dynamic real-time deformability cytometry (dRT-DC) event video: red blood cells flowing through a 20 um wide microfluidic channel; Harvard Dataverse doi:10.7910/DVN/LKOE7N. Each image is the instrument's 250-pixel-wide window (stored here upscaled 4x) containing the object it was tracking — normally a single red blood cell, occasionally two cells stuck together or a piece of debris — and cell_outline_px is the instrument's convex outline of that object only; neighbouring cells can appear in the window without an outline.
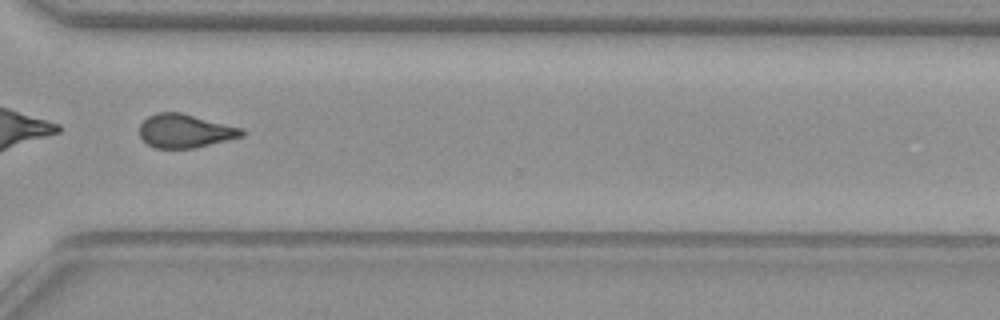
{"species": "common noctule bat (a hibernating species)", "species_latin": "Nyctalus noctula", "temperature_condition": "warm", "stored_images_in_passage": 49, "camera_frame_rate_fps": 3000, "um_per_image_px": 0.085, "animal": {"sex": "female", "body_mass_g": 29.2, "forearm_length_mm": 56.3}, "frame": {"image": 1, "passage_image": 37, "time_ms": 12.0, "image_size_px": [1000, 320], "cell_outline_px": [[244, 136], [196, 148], [156, 148], [148, 144], [140, 136], [140, 124], [148, 116], [156, 112], [180, 112], [244, 128]], "centroid_in_image_um": [15.75, 11.12], "position_along_channel_um": 354.8, "area_um2": 20.11}, "authors_computed_cell_mechanics": {"area_um2": 21.097, "velocity_mm_per_s": 3.9819, "shape_relaxation_time_tau1_ms": null, "shape_relaxation_time_tau2_ms": 2.5846, "deformation_change_tau1": null, "deformation_change_tau2": 0.0867}}